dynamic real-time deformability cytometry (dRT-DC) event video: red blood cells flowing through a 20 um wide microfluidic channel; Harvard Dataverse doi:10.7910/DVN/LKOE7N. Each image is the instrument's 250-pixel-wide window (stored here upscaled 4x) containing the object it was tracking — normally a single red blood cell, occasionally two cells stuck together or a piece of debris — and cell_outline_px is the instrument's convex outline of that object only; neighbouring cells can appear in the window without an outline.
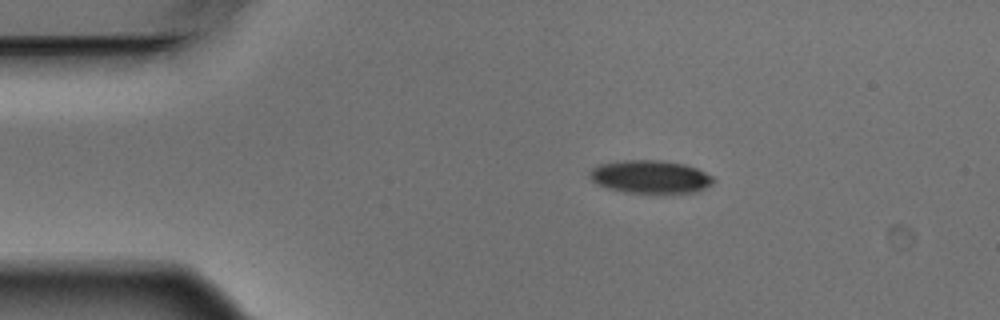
{"species": "Egyptian fruit bat (a non-hibernating species)", "species_latin": "Rousettus aegyptiacus", "temperature_condition": "warm", "stored_images_in_passage": 5, "camera_frame_rate_fps": 3000, "um_per_image_px": 0.085, "animal": {"sex": "male"}, "frame": {"image": 1, "passage_image": 2, "time_ms": 0.333, "image_size_px": [1000, 320], "cell_outline_px": [[716, 180], [712, 184], [696, 192], [624, 192], [608, 188], [592, 180], [588, 176], [592, 168], [596, 164], [616, 160], [664, 160], [684, 164], [696, 168], [712, 176]], "centroid_in_image_um": [55.25, 15.0], "position_along_channel_um": 29.7, "area_um2": 23.76}}
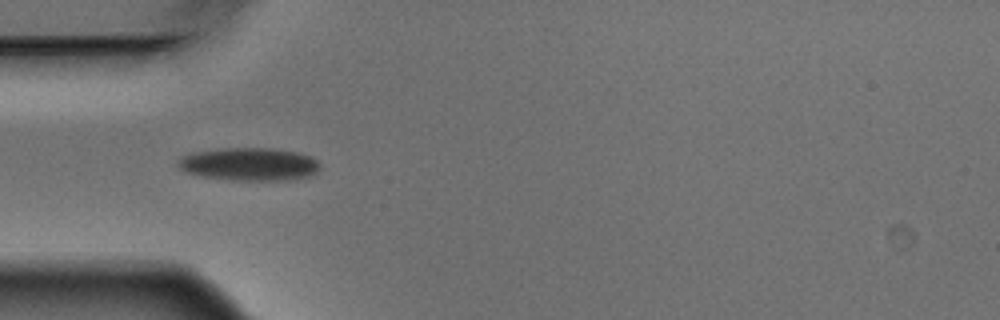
{"frame": {"image": 2, "passage_image": 4, "time_ms": 1.0, "image_size_px": [1000, 320], "cell_outline_px": [[320, 168], [316, 172], [308, 176], [292, 180], [232, 180], [200, 176], [184, 172], [176, 164], [176, 160], [192, 152], [220, 148], [272, 148], [296, 152], [308, 156], [316, 160], [320, 164]], "centroid_in_image_um": [21.14, 13.96], "position_along_channel_um": 63.9, "area_um2": 27.4}}
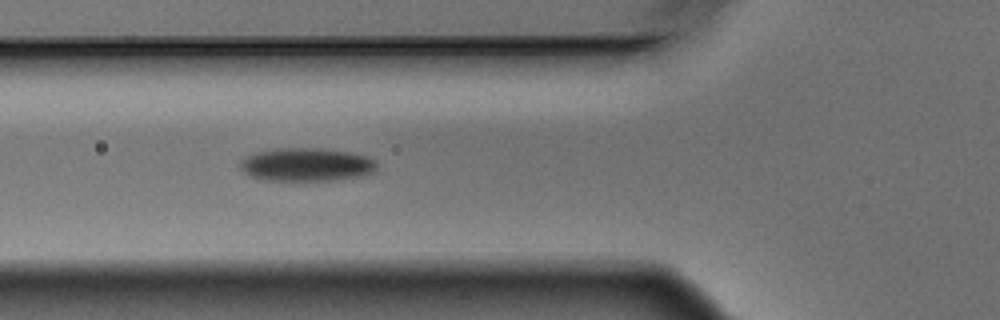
{"frame": {"image": 3, "passage_image": 5, "time_ms": 1.333, "image_size_px": [1000, 320], "cell_outline_px": [[376, 168], [372, 172], [360, 176], [340, 180], [260, 180], [248, 176], [240, 168], [240, 160], [256, 152], [276, 148], [320, 148], [348, 152], [368, 156], [376, 160]], "centroid_in_image_um": [26.03, 13.99], "position_along_channel_um": 99.8, "area_um2": 26.65}}